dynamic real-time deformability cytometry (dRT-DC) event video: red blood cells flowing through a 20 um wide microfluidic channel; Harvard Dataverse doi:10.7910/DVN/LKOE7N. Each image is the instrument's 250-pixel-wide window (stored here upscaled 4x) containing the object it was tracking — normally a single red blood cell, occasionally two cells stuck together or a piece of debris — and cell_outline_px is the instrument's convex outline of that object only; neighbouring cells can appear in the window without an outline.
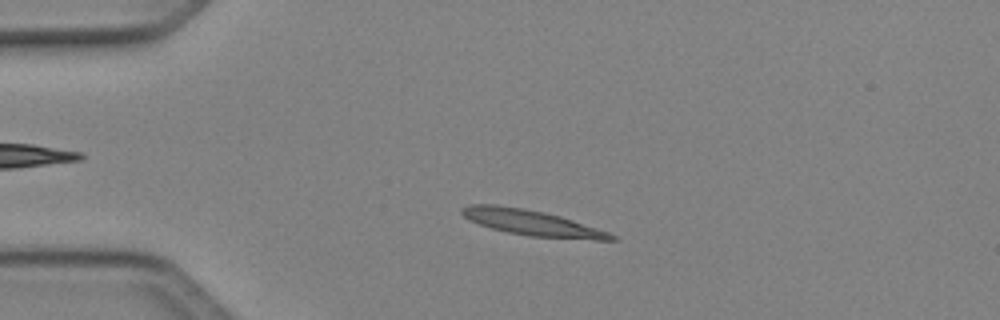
{"species": "Egyptian fruit bat (a non-hibernating species)", "species_latin": "Rousettus aegyptiacus", "temperature_condition": "cold", "stored_images_in_passage": 47, "camera_frame_rate_fps": 3000, "um_per_image_px": 0.085, "animal": {"sex": "female"}, "frame": {"image": 1, "passage_image": 9, "time_ms": 2.667, "image_size_px": [1000, 320], "cell_outline_px": [[620, 240], [596, 240], [528, 236], [508, 232], [492, 228], [468, 220], [460, 212], [460, 208], [468, 204], [496, 204], [524, 208], [544, 212], [560, 216], [608, 232], [616, 236]], "centroid_in_image_um": [45.18, 18.93], "position_along_channel_um": 39.8, "area_um2": 22.25}}
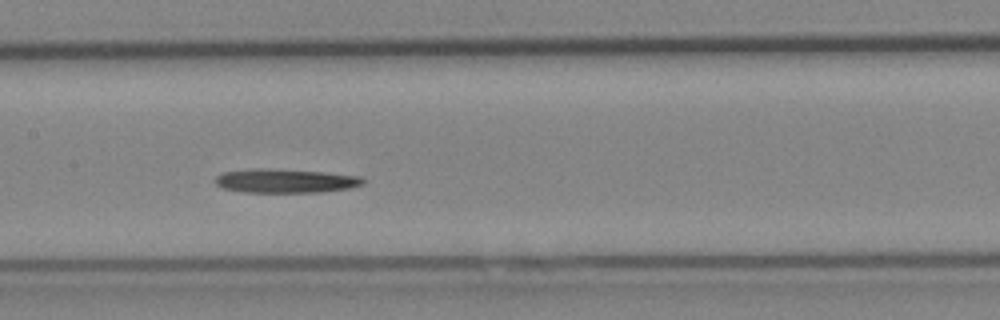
{"frame": {"image": 2, "passage_image": 22, "time_ms": 7.0, "image_size_px": [1000, 320], "cell_outline_px": [[364, 184], [348, 188], [320, 192], [244, 192], [224, 188], [216, 184], [212, 180], [216, 176], [224, 172], [248, 168], [268, 168], [324, 172], [364, 176]], "centroid_in_image_um": [24.25, 15.36], "position_along_channel_um": 183.2, "area_um2": 20.81}}
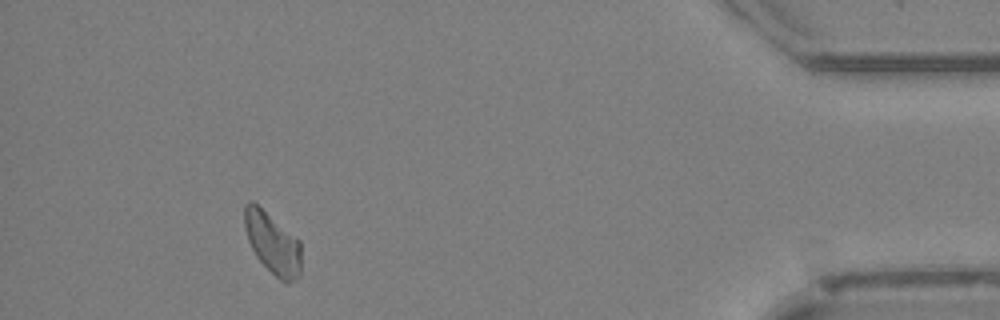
{"frame": {"image": 3, "passage_image": 43, "time_ms": 14.0, "image_size_px": [1000, 320], "cell_outline_px": [[300, 276], [288, 284], [280, 280], [256, 256], [248, 240], [244, 224], [244, 204], [248, 200], [252, 200], [300, 240]], "centroid_in_image_um": [23.16, 20.65], "position_along_channel_um": 412.0, "area_um2": 20.17}, "authors_computed_cell_mechanics": {"area_um2": 20.4612, "velocity_mm_per_s": 4.0833, "shape_relaxation_time_tau1_ms": 8.784, "shape_relaxation_time_tau2_ms": null, "deformation_change_tau1": 0.2128, "deformation_change_tau2": null}}